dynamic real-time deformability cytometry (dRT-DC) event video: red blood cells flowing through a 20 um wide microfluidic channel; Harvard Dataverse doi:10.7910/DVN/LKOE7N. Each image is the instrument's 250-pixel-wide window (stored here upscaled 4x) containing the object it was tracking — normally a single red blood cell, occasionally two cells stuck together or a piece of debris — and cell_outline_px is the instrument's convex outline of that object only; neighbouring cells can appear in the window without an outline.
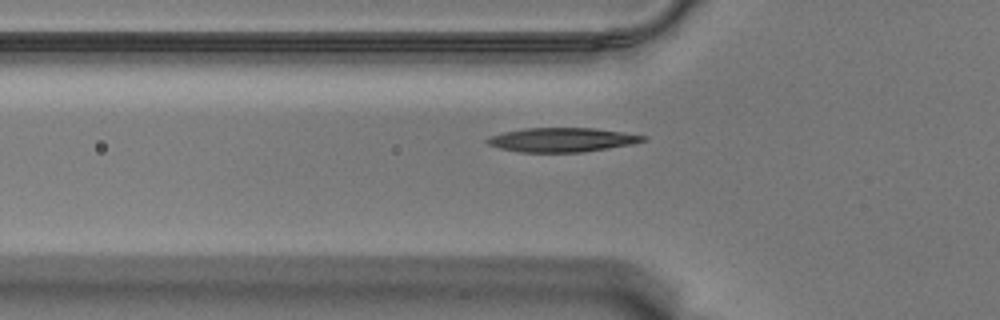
{"species": "Egyptian fruit bat (a non-hibernating species)", "species_latin": "Rousettus aegyptiacus", "temperature_condition": "warm", "stored_images_in_passage": 43, "camera_frame_rate_fps": 3000, "um_per_image_px": 0.085, "animal": {"sex": "male"}, "frame": {"image": 1, "passage_image": 10, "time_ms": 3.0, "image_size_px": [1000, 320], "cell_outline_px": [[648, 140], [632, 144], [608, 148], [580, 152], [520, 152], [500, 148], [488, 144], [484, 140], [488, 136], [504, 132], [524, 128], [592, 128], [648, 136]], "centroid_in_image_um": [47.75, 11.88], "position_along_channel_um": 78.1, "area_um2": 21.85}}
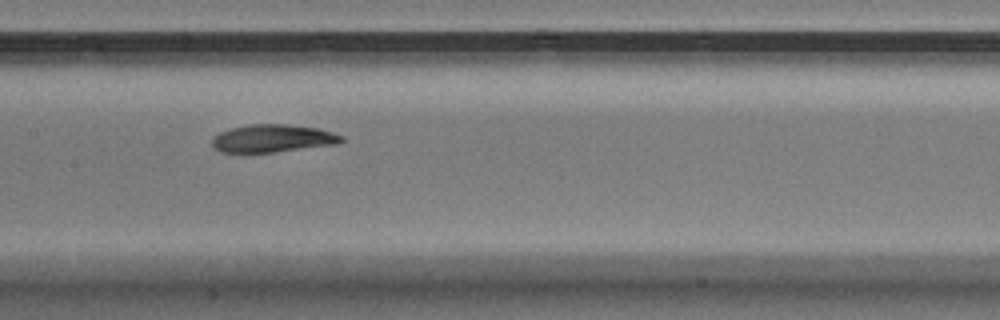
{"frame": {"image": 2, "passage_image": 19, "time_ms": 6.0, "image_size_px": [1000, 320], "cell_outline_px": [[344, 140], [336, 144], [248, 156], [220, 152], [212, 148], [212, 140], [220, 132], [232, 128], [248, 124], [284, 124], [320, 128], [344, 136]], "centroid_in_image_um": [23.12, 11.81], "position_along_channel_um": 184.3, "area_um2": 21.79}}
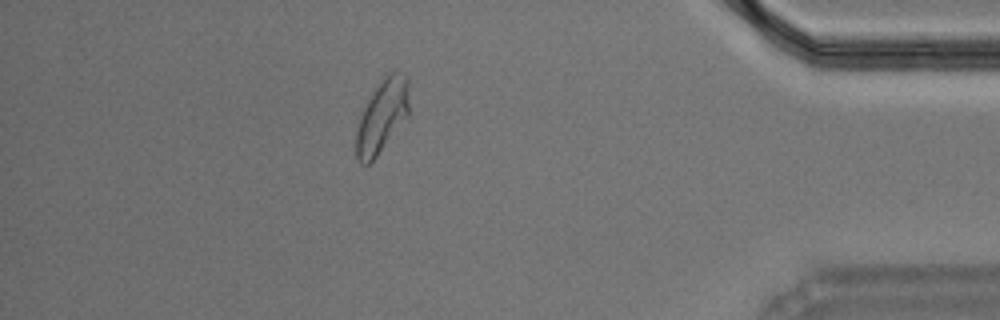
{"frame": {"image": 3, "passage_image": 41, "time_ms": 13.333, "image_size_px": [1000, 320], "cell_outline_px": [[408, 116], [376, 156], [368, 164], [360, 164], [356, 156], [356, 132], [360, 112], [376, 84], [388, 72], [396, 72], [408, 76]], "centroid_in_image_um": [32.45, 9.83], "position_along_channel_um": 402.8, "area_um2": 22.6}}